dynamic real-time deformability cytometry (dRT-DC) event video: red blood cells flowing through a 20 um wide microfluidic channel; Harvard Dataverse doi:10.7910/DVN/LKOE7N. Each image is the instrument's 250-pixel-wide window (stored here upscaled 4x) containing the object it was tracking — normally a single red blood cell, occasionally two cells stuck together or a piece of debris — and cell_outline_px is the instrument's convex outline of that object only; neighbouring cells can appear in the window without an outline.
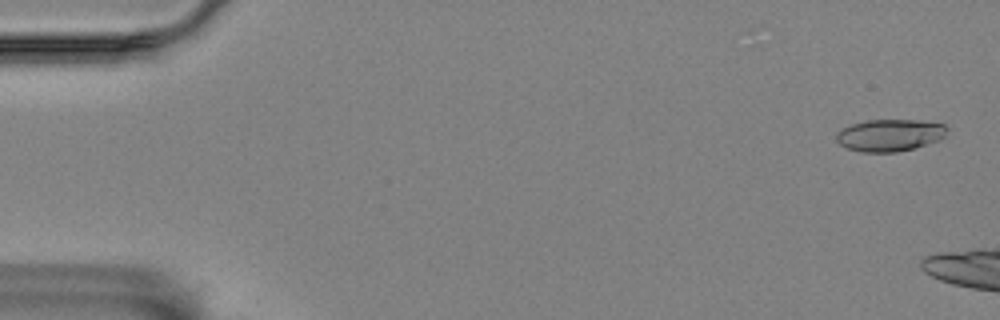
{"species": "Egyptian fruit bat (a non-hibernating species)", "species_latin": "Rousettus aegyptiacus", "temperature_condition": "room temperature", "stored_images_in_passage": 6, "camera_frame_rate_fps": 3000, "um_per_image_px": 0.085, "animal": {"sex": "female"}, "frame": {"image": 1, "passage_image": 2, "time_ms": 0.333, "image_size_px": [1000, 320], "cell_outline_px": [[948, 128], [944, 136], [940, 140], [912, 148], [896, 152], [860, 152], [848, 148], [840, 144], [836, 140], [836, 132], [852, 124], [868, 120], [916, 120], [944, 124]], "centroid_in_image_um": [75.62, 11.49], "position_along_channel_um": 9.4, "area_um2": 20.52}}